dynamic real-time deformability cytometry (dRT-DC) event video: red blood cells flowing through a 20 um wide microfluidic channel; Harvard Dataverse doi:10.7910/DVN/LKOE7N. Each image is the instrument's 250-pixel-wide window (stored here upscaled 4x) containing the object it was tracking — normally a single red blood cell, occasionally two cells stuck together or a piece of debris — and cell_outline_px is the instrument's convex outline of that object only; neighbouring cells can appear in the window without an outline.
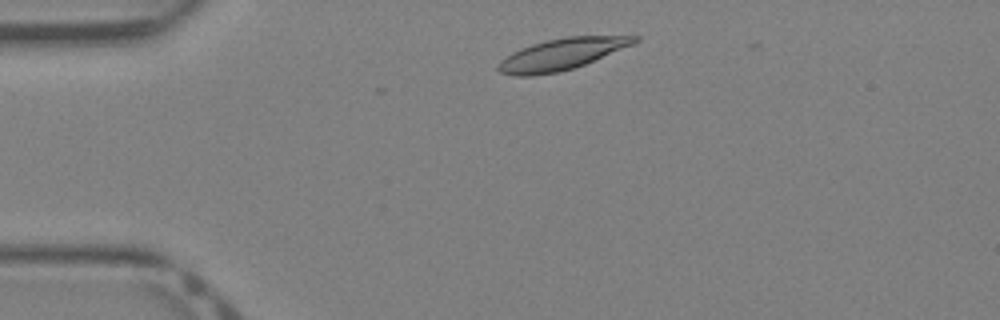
{"species": "Egyptian fruit bat (a non-hibernating species)", "species_latin": "Rousettus aegyptiacus", "temperature_condition": "warm", "stored_images_in_passage": 17, "camera_frame_rate_fps": 3000, "um_per_image_px": 0.085, "animal": {"sex": "female"}, "frame": {"image": 1, "passage_image": 3, "time_ms": 0.667, "image_size_px": [1000, 320], "cell_outline_px": [[640, 40], [632, 44], [584, 64], [572, 68], [556, 72], [532, 76], [512, 76], [500, 72], [496, 68], [500, 60], [512, 52], [532, 44], [548, 40], [568, 36], [640, 36]], "centroid_in_image_um": [47.68, 4.61], "position_along_channel_um": 37.3, "area_um2": 24.51}}
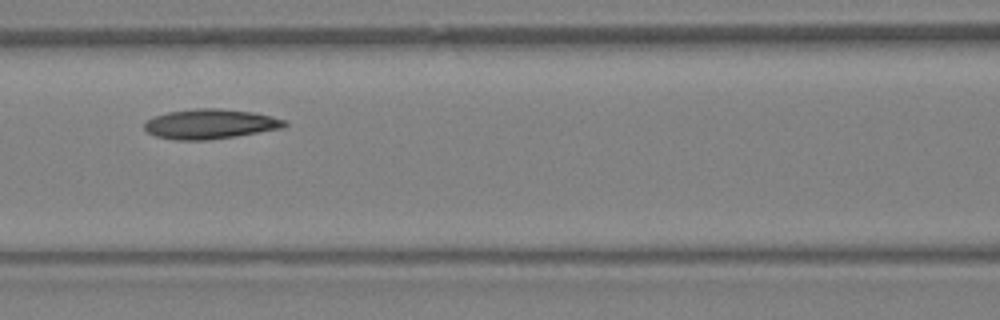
{"frame": {"image": 2, "passage_image": 12, "time_ms": 3.667, "image_size_px": [1000, 320], "cell_outline_px": [[288, 124], [284, 128], [236, 136], [208, 140], [176, 140], [156, 136], [148, 132], [144, 128], [144, 124], [152, 116], [168, 112], [196, 108], [220, 108], [252, 112], [284, 120]], "centroid_in_image_um": [17.85, 10.54], "position_along_channel_um": 148.8, "area_um2": 24.28}}
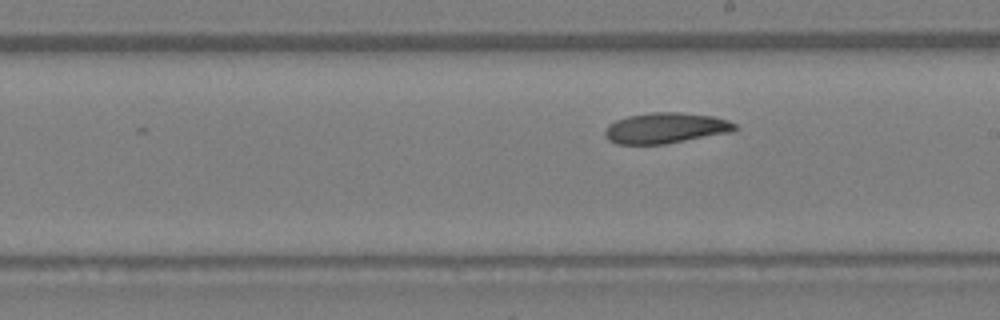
{"frame": {"image": 3, "passage_image": 17, "time_ms": 5.333, "image_size_px": [1000, 320], "cell_outline_px": [[736, 128], [732, 132], [664, 144], [616, 144], [608, 140], [604, 136], [604, 132], [608, 124], [616, 120], [628, 116], [652, 112], [680, 112], [712, 116], [728, 120], [736, 124]], "centroid_in_image_um": [56.55, 10.88], "position_along_channel_um": 232.4, "area_um2": 23.24}}